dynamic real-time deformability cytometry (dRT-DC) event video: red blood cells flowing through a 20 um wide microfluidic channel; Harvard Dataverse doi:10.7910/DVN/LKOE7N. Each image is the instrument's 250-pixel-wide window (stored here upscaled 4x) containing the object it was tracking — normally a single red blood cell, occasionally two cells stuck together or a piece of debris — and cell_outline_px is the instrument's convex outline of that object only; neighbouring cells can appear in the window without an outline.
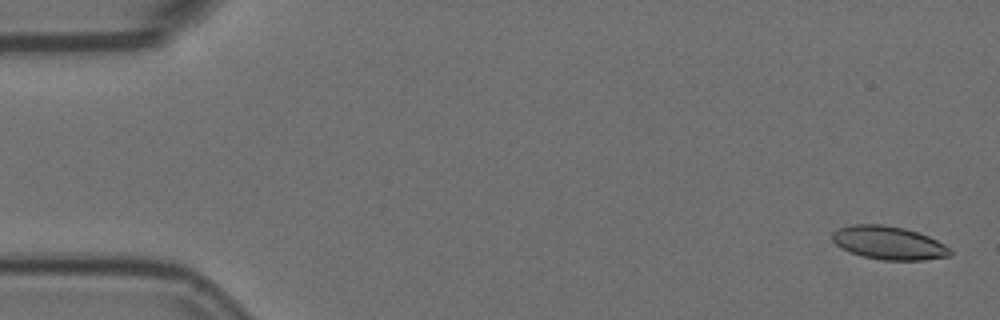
{"species": "Egyptian fruit bat (a non-hibernating species)", "species_latin": "Rousettus aegyptiacus", "temperature_condition": "room temperature", "stored_images_in_passage": 5, "camera_frame_rate_fps": 3000, "um_per_image_px": 0.085, "animal": {"sex": "female"}, "frame": {"image": 1, "passage_image": 1, "time_ms": 0.0, "image_size_px": [1000, 320], "cell_outline_px": [[952, 256], [924, 260], [880, 260], [848, 252], [836, 244], [832, 240], [832, 232], [840, 228], [852, 224], [880, 224], [904, 228], [928, 236], [944, 244], [952, 252]], "centroid_in_image_um": [75.53, 20.65], "position_along_channel_um": 9.5, "area_um2": 22.83}}
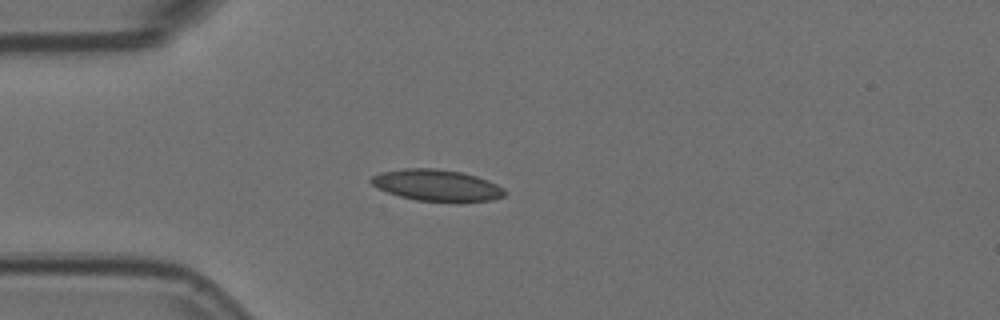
{"frame": {"image": 2, "passage_image": 4, "time_ms": 1.0, "image_size_px": [1000, 320], "cell_outline_px": [[504, 196], [492, 200], [460, 204], [416, 200], [400, 196], [376, 188], [368, 180], [372, 176], [380, 172], [404, 168], [436, 168], [460, 172], [476, 176], [488, 180], [504, 188]], "centroid_in_image_um": [37.14, 15.78], "position_along_channel_um": 47.9, "area_um2": 25.09}}